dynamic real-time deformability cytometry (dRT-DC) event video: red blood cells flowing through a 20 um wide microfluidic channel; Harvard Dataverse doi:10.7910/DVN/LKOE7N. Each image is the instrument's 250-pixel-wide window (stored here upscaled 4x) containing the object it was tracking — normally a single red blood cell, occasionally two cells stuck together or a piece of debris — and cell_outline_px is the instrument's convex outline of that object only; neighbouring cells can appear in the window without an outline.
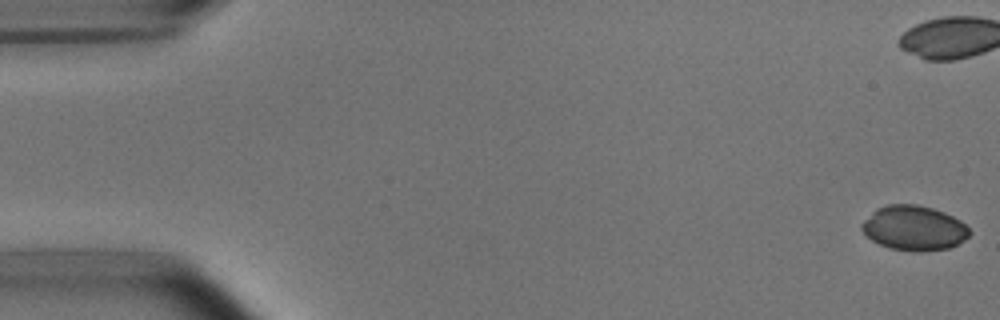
{"species": "common noctule bat (a hibernating species)", "species_latin": "Nyctalus noctula", "temperature_condition": "room temperature", "stored_images_in_passage": 6, "camera_frame_rate_fps": 3000, "um_per_image_px": 0.085, "animal": {"sex": "male", "body_mass_g": 15.6}, "frame": {"image": 1, "passage_image": 1, "time_ms": 0.0, "image_size_px": [1000, 320], "cell_outline_px": [[972, 232], [964, 240], [948, 248], [920, 252], [912, 252], [888, 248], [872, 240], [860, 228], [860, 224], [876, 208], [888, 204], [916, 204], [932, 208], [944, 212], [960, 220]], "centroid_in_image_um": [77.67, 19.39], "position_along_channel_um": 7.3, "area_um2": 28.15}}